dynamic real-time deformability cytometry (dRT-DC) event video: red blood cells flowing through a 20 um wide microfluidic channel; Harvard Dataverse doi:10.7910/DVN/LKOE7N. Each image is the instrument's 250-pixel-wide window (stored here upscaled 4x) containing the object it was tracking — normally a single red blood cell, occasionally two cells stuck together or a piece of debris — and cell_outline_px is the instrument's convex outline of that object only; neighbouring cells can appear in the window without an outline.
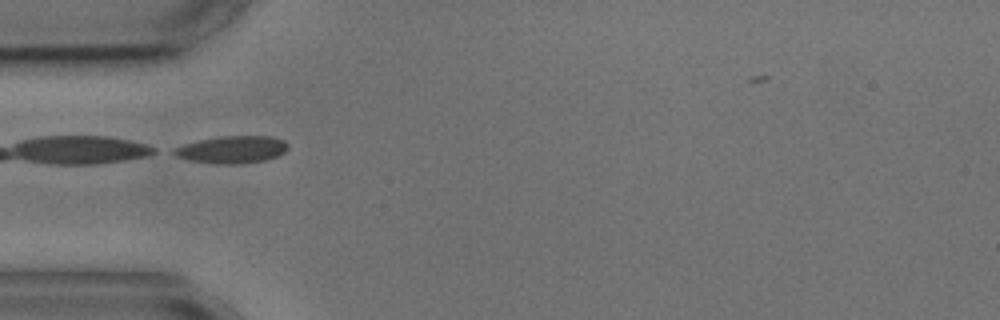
{"species": "common noctule bat (a hibernating species)", "species_latin": "Nyctalus noctula", "temperature_condition": "cold", "stored_images_in_passage": 8, "camera_frame_rate_fps": 3000, "um_per_image_px": 0.085, "animal": {"sex": "male", "body_mass_g": 17.9, "forearm_length_mm": 54.2}, "frame": {"image": 1, "passage_image": 5, "time_ms": 5.0, "image_size_px": [1000, 320], "cell_outline_px": [[288, 148], [284, 152], [268, 160], [240, 164], [216, 164], [188, 160], [176, 156], [168, 152], [172, 148], [184, 144], [200, 140], [220, 136], [272, 136], [284, 140], [288, 144]], "centroid_in_image_um": [19.69, 12.72], "position_along_channel_um": 65.3, "area_um2": 18.44}}